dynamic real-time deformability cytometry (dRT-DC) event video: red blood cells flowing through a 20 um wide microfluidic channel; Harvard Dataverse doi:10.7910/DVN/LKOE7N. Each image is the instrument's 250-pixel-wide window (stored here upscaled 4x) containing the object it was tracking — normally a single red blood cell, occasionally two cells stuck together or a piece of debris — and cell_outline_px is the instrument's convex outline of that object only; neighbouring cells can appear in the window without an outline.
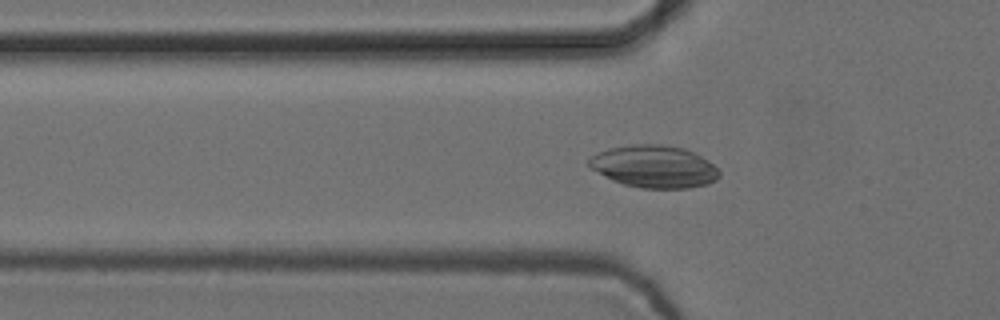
{"species": "common noctule bat (a hibernating species)", "species_latin": "Nyctalus noctula", "temperature_condition": "cold", "stored_images_in_passage": 20, "camera_frame_rate_fps": 3000, "um_per_image_px": 0.085, "animal": {"sex": "female", "body_mass_g": 24.6, "forearm_length_mm": 56.2}, "frame": {"image": 1, "passage_image": 3, "time_ms": 0.667, "image_size_px": [1000, 320], "cell_outline_px": [[720, 176], [716, 180], [708, 184], [688, 188], [640, 188], [624, 184], [612, 180], [604, 176], [592, 168], [588, 164], [588, 160], [596, 152], [608, 148], [632, 144], [664, 144], [684, 148], [708, 160], [720, 172]], "centroid_in_image_um": [55.6, 14.15], "position_along_channel_um": 70.2, "area_um2": 32.19}}
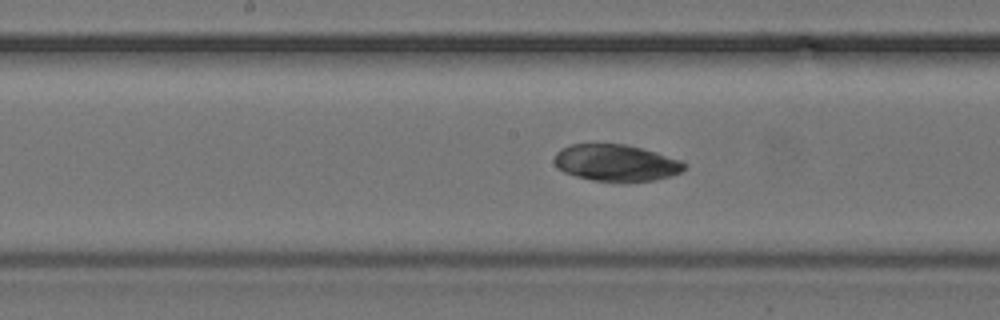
{"frame": {"image": 2, "passage_image": 13, "time_ms": 4.0, "image_size_px": [1000, 320], "cell_outline_px": [[688, 164], [680, 172], [672, 176], [656, 180], [592, 180], [576, 176], [564, 172], [552, 160], [556, 152], [560, 148], [568, 144], [624, 144], [656, 152], [680, 160]], "centroid_in_image_um": [52.34, 13.82], "position_along_channel_um": 195.9, "area_um2": 27.46}}
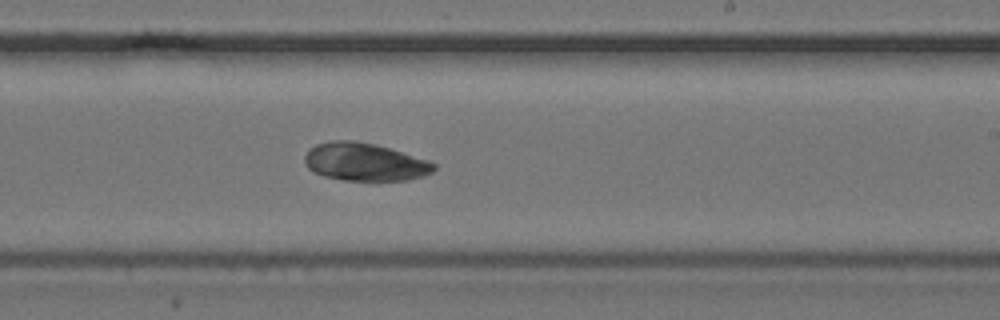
{"frame": {"image": 3, "passage_image": 18, "time_ms": 5.667, "image_size_px": [1000, 320], "cell_outline_px": [[436, 168], [432, 172], [424, 176], [408, 180], [376, 184], [344, 180], [324, 176], [308, 168], [304, 160], [304, 156], [308, 148], [316, 144], [332, 140], [356, 140], [376, 144], [428, 160], [436, 164]], "centroid_in_image_um": [31.03, 13.8], "position_along_channel_um": 258.0, "area_um2": 29.54}}